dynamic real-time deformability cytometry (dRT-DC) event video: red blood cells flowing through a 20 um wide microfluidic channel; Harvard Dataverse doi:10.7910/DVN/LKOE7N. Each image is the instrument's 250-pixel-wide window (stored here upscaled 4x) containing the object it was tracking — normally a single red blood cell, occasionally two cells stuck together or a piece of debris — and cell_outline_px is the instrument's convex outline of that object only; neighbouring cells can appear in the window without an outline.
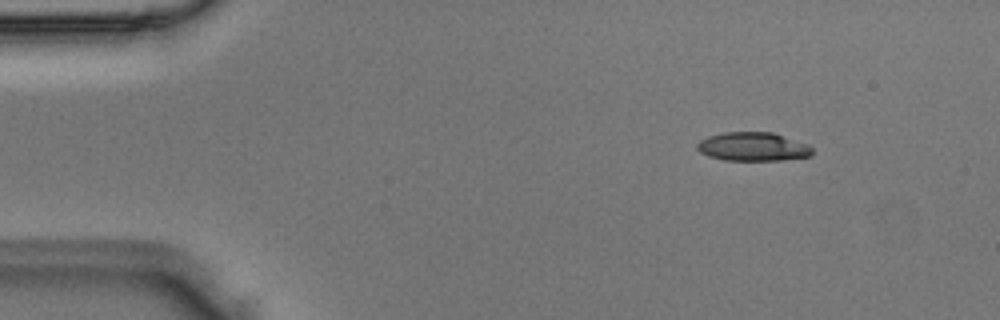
{"species": "Egyptian fruit bat (a non-hibernating species)", "species_latin": "Rousettus aegyptiacus", "temperature_condition": "room temperature", "stored_images_in_passage": 4, "camera_frame_rate_fps": 3000, "um_per_image_px": 0.085, "animal": {"sex": "male"}, "frame": {"image": 1, "passage_image": 2, "time_ms": 0.333, "image_size_px": [1000, 320], "cell_outline_px": [[812, 156], [780, 160], [724, 160], [708, 156], [700, 152], [696, 148], [696, 144], [700, 140], [708, 136], [724, 132], [772, 132], [808, 144], [812, 148]], "centroid_in_image_um": [63.98, 12.47], "position_along_channel_um": 21.0, "area_um2": 19.31}}
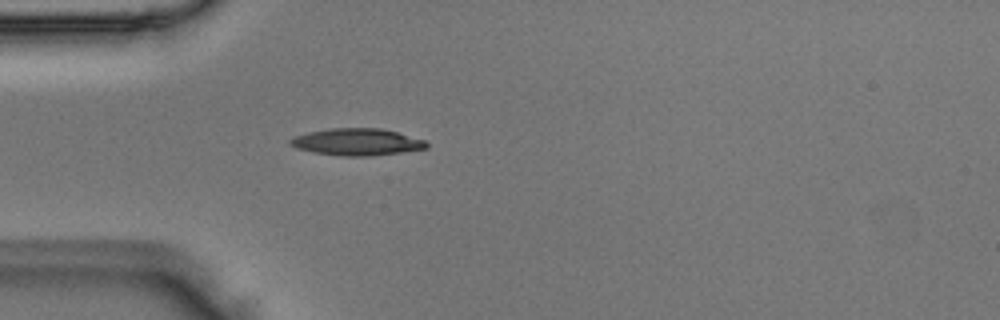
{"frame": {"image": 2, "passage_image": 4, "time_ms": 1.0, "image_size_px": [1000, 320], "cell_outline_px": [[428, 148], [372, 156], [340, 156], [312, 152], [296, 148], [288, 144], [288, 140], [292, 136], [308, 132], [328, 128], [380, 128], [396, 132], [424, 140], [428, 144]], "centroid_in_image_um": [30.26, 12.07], "position_along_channel_um": 54.7, "area_um2": 21.5}}